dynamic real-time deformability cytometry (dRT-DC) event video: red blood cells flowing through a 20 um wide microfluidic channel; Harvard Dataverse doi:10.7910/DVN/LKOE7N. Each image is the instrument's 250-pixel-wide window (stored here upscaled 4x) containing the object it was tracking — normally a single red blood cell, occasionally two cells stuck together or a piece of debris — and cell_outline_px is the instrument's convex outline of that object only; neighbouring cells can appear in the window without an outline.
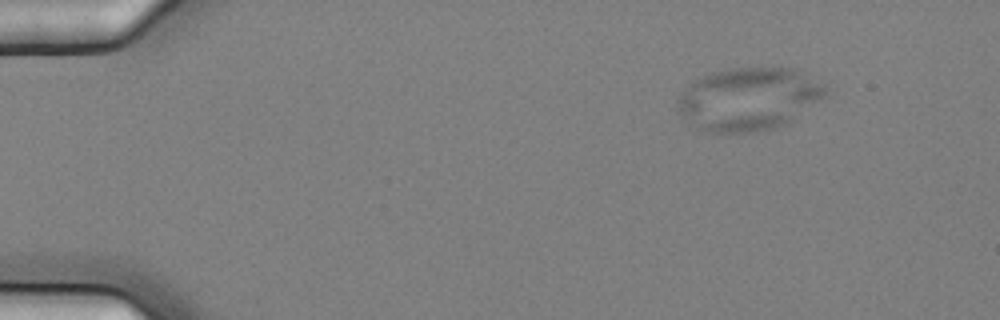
{"species": "common noctule bat (a hibernating species)", "species_latin": "Nyctalus noctula", "temperature_condition": "cold", "stored_images_in_passage": 5, "camera_frame_rate_fps": 3000, "um_per_image_px": 0.085, "animal": {"sex": "female", "body_mass_g": 25.1}, "frame": {"image": 1, "passage_image": 1, "time_ms": 0.0, "image_size_px": [1000, 320], "cell_outline_px": [[832, 80], [824, 96], [820, 100], [788, 124], [776, 128], [756, 132], [704, 132], [696, 128], [684, 120], [676, 108], [676, 100], [692, 80], [712, 72], [732, 68], [792, 68]], "centroid_in_image_um": [63.71, 8.4], "position_along_channel_um": 21.3, "area_um2": 55.6}}